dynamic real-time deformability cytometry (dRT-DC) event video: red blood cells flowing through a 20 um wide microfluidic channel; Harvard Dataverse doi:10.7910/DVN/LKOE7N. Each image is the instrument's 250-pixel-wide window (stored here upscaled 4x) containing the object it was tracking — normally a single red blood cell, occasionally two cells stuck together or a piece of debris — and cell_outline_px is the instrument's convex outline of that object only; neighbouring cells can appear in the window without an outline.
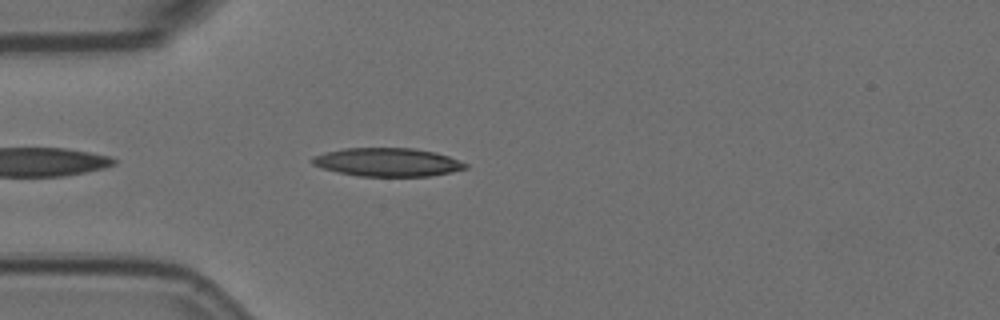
{"species": "Egyptian fruit bat (a non-hibernating species)", "species_latin": "Rousettus aegyptiacus", "temperature_condition": "room temperature", "stored_images_in_passage": 5, "camera_frame_rate_fps": 3000, "um_per_image_px": 0.085, "animal": {"sex": "female"}, "frame": {"image": 1, "passage_image": 5, "time_ms": 1.333, "image_size_px": [1000, 320], "cell_outline_px": [[468, 168], [452, 172], [428, 176], [360, 176], [336, 172], [320, 168], [312, 164], [308, 160], [312, 156], [324, 152], [344, 148], [416, 148], [436, 152], [448, 156], [468, 164]], "centroid_in_image_um": [32.89, 13.78], "position_along_channel_um": 52.1, "area_um2": 25.66}}